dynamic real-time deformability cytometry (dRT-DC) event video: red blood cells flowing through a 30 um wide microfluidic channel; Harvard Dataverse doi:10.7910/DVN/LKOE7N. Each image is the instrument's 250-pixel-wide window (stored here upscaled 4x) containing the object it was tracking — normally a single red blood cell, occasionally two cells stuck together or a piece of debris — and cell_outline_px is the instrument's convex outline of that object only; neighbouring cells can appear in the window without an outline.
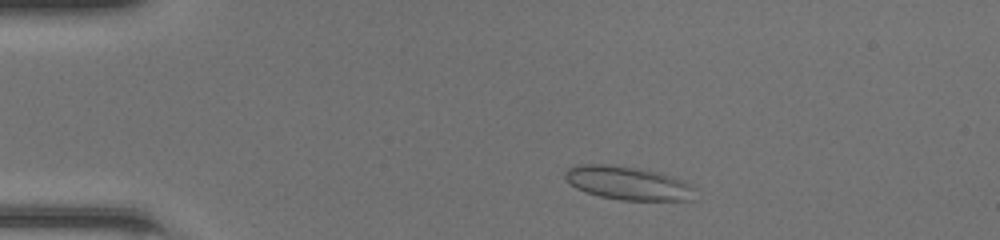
{"species": "common noctule bat (a hibernating species)", "species_latin": "Nyctalus noctula", "temperature_condition": "room temperature", "stored_images_in_passage": 44, "camera_frame_rate_fps": 3000, "um_per_image_px": 0.085, "animal": {"sex": "female", "body_mass_g": 20.0, "forearm_length_mm": 54.0}, "frame": {"image": 1, "passage_image": 5, "time_ms": 1.333, "image_size_px": [1000, 240], "cell_outline_px": [[696, 188], [692, 200], [620, 200], [600, 196], [584, 192], [576, 188], [564, 180], [564, 172], [568, 168], [576, 164], [604, 164], [640, 168], [660, 172], [672, 176], [692, 184]], "centroid_in_image_um": [53.36, 15.56], "position_along_channel_um": 31.6, "area_um2": 25.72}}
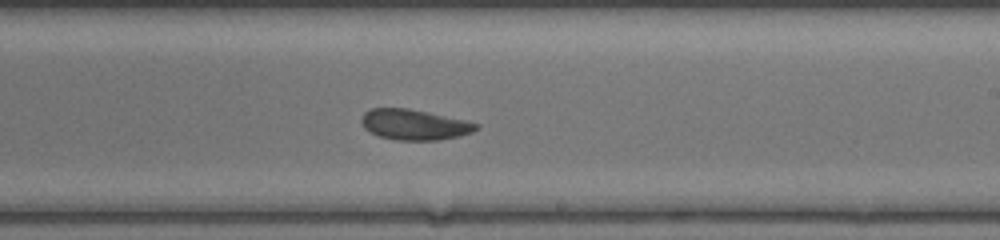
{"frame": {"image": 2, "passage_image": 25, "time_ms": 8.0, "image_size_px": [1000, 240], "cell_outline_px": [[480, 128], [472, 132], [460, 136], [440, 140], [396, 140], [380, 136], [364, 128], [360, 120], [364, 112], [372, 108], [408, 108], [428, 112], [464, 120], [480, 124]], "centroid_in_image_um": [35.23, 10.59], "position_along_channel_um": 253.8, "area_um2": 20.4}}
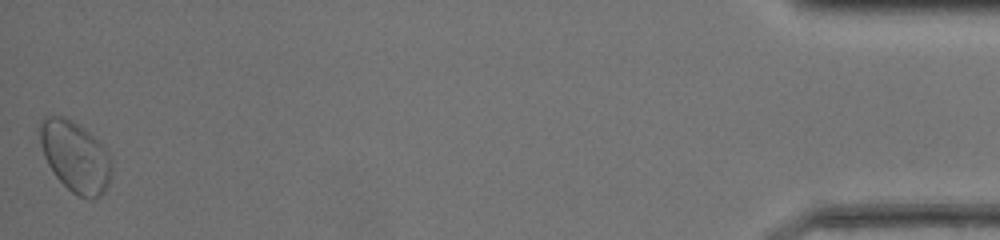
{"frame": {"image": 3, "passage_image": 44, "time_ms": 14.333, "image_size_px": [1000, 240], "cell_outline_px": [[112, 168], [108, 184], [104, 192], [100, 196], [92, 200], [80, 196], [72, 192], [52, 172], [44, 156], [40, 144], [40, 120], [44, 116], [64, 116], [72, 120], [84, 128], [108, 152]], "centroid_in_image_um": [6.38, 13.31], "position_along_channel_um": 428.8, "area_um2": 29.42}, "authors_computed_cell_mechanics": {"area_um2": 22.3108, "velocity_mm_per_s": 4.2264, "shape_relaxation_time_tau1_ms": null, "shape_relaxation_time_tau2_ms": 2.4641, "deformation_change_tau1": null, "deformation_change_tau2": 0.0647}}